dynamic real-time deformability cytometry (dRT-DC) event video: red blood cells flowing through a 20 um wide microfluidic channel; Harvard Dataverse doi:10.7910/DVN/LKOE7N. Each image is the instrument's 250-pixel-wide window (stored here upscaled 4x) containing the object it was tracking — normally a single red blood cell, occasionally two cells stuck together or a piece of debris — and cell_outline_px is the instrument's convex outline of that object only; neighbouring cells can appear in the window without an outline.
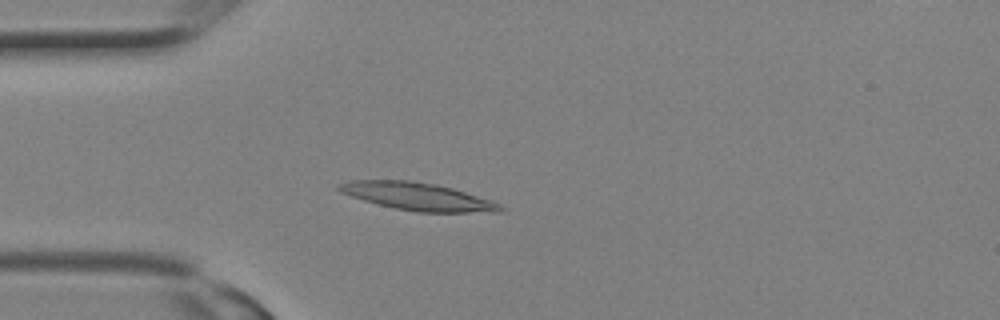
{"species": "Egyptian fruit bat (a non-hibernating species)", "species_latin": "Rousettus aegyptiacus", "temperature_condition": "room temperature", "stored_images_in_passage": 12, "camera_frame_rate_fps": 3000, "um_per_image_px": 0.085, "animal": {"sex": "female"}, "frame": {"image": 1, "passage_image": 6, "time_ms": 1.667, "image_size_px": [1000, 320], "cell_outline_px": [[504, 212], [420, 212], [396, 208], [364, 200], [340, 192], [336, 188], [336, 184], [348, 180], [412, 180], [436, 184], [452, 188], [500, 204], [504, 208]], "centroid_in_image_um": [35.46, 16.69], "position_along_channel_um": 49.5, "area_um2": 25.72}}
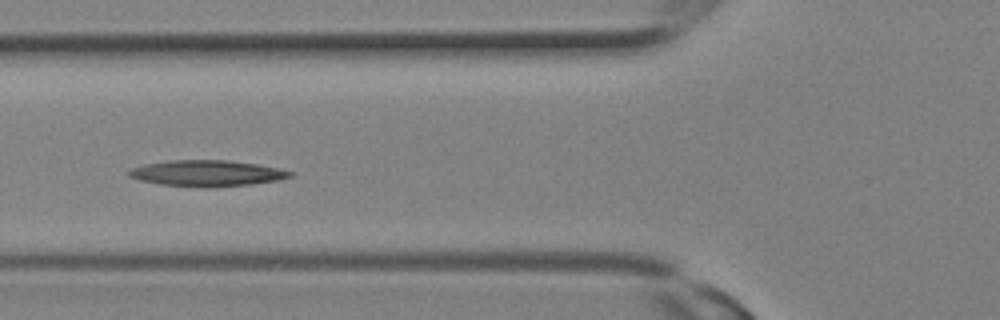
{"frame": {"image": 2, "passage_image": 9, "time_ms": 2.667, "image_size_px": [1000, 320], "cell_outline_px": [[296, 172], [292, 176], [276, 180], [252, 184], [160, 184], [140, 180], [128, 176], [128, 172], [132, 168], [144, 164], [168, 160], [228, 160], [256, 164]], "centroid_in_image_um": [17.58, 14.67], "position_along_channel_um": 108.2, "area_um2": 23.12}}
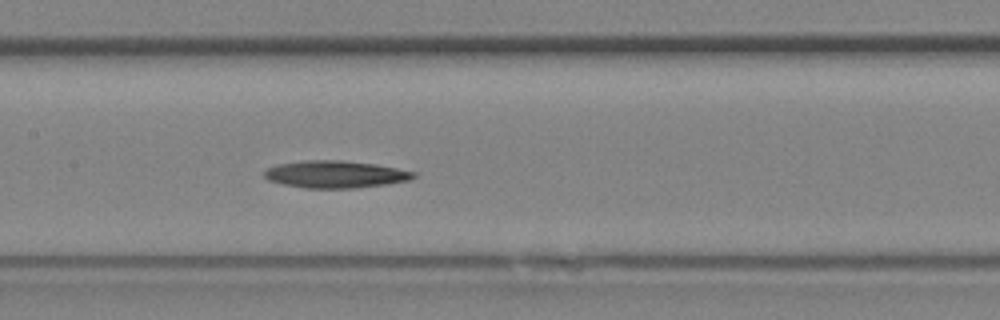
{"frame": {"image": 3, "passage_image": 12, "time_ms": 3.667, "image_size_px": [1000, 320], "cell_outline_px": [[416, 176], [408, 180], [388, 184], [352, 188], [304, 188], [284, 184], [268, 180], [264, 176], [264, 172], [268, 168], [276, 164], [304, 160], [340, 160], [376, 164], [416, 172]], "centroid_in_image_um": [28.49, 14.81], "position_along_channel_um": 178.9, "area_um2": 23.64}}